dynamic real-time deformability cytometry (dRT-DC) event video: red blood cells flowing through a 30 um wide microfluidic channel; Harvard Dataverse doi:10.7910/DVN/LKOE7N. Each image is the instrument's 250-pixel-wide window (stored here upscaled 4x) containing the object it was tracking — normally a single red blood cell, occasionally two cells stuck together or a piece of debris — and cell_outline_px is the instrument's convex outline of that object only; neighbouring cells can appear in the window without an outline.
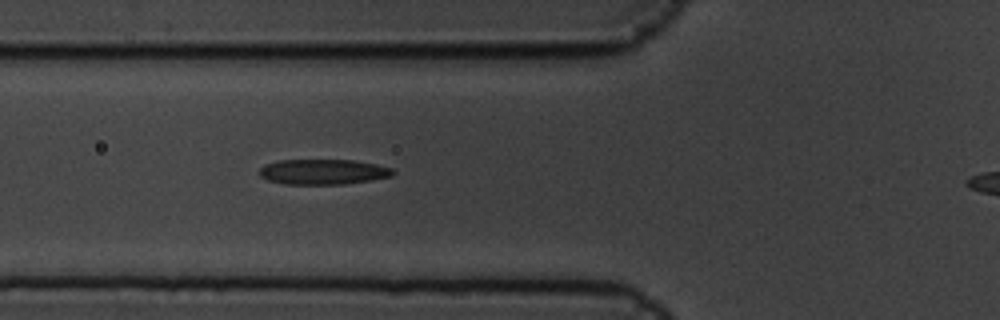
{"species": "common noctule bat (a hibernating species)", "species_latin": "Nyctalus noctula", "temperature_condition": "cold", "stored_images_in_passage": 6, "camera_frame_rate_fps": 3000, "um_per_image_px": 0.085, "animal": {"sex": "male", "body_mass_g": 19.5, "forearm_length_mm": 54.6}, "frame": {"image": 1, "passage_image": 6, "time_ms": 1.667, "image_size_px": [1000, 320], "cell_outline_px": [[396, 172], [392, 176], [372, 180], [344, 184], [284, 184], [268, 180], [260, 176], [260, 168], [264, 164], [280, 160], [352, 160], [376, 164], [392, 168]], "centroid_in_image_um": [27.48, 14.6], "position_along_channel_um": 98.3, "area_um2": 19.71}}